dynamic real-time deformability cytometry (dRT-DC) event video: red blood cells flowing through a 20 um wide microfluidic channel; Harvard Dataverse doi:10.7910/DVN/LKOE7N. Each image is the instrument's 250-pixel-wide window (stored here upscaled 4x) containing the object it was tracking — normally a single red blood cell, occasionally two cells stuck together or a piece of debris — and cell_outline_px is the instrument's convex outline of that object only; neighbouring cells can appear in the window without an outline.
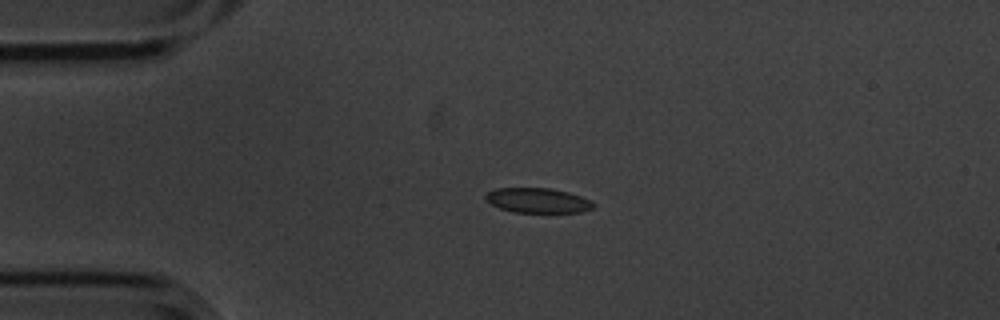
{"species": "common noctule bat (a hibernating species)", "species_latin": "Nyctalus noctula", "temperature_condition": "cold", "stored_images_in_passage": 4, "camera_frame_rate_fps": 3000, "um_per_image_px": 0.085, "animal": {"sex": "male", "body_mass_g": 20.1, "forearm_length_mm": 53.5}, "frame": {"image": 1, "passage_image": 3, "time_ms": 0.667, "image_size_px": [1000, 320], "cell_outline_px": [[596, 204], [592, 208], [580, 212], [512, 212], [500, 208], [492, 204], [484, 196], [488, 192], [496, 188], [552, 188], [568, 192], [592, 200]], "centroid_in_image_um": [45.74, 17.03], "position_along_channel_um": 39.3, "area_um2": 15.55}}